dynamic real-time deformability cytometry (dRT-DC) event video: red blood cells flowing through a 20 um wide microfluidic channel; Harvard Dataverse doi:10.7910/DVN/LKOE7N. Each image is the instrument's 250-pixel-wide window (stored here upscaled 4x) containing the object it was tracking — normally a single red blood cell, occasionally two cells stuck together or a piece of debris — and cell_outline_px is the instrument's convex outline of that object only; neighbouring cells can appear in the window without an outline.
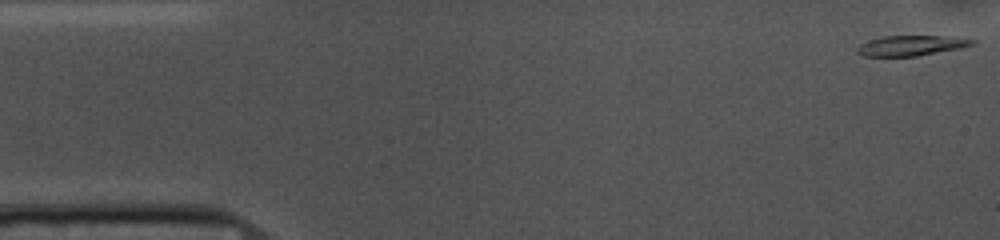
{"species": "common noctule bat (a hibernating species)", "species_latin": "Nyctalus noctula", "temperature_condition": "cold", "stored_images_in_passage": 52, "camera_frame_rate_fps": 3000, "um_per_image_px": 0.085, "animal": {"sex": "female", "body_mass_g": 10.0, "forearm_length_mm": 53.1}, "frame": {"image": 1, "passage_image": 1, "time_ms": 0.0, "image_size_px": [1000, 240], "cell_outline_px": [[976, 44], [960, 48], [916, 56], [864, 56], [856, 52], [856, 48], [860, 44], [884, 36], [948, 36], [976, 40]], "centroid_in_image_um": [77.47, 3.87], "position_along_channel_um": 7.5, "area_um2": 13.41}}
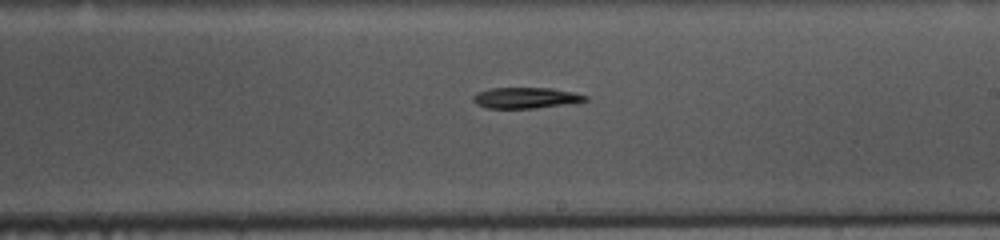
{"frame": {"image": 2, "passage_image": 29, "time_ms": 9.333, "image_size_px": [1000, 240], "cell_outline_px": [[588, 100], [576, 104], [536, 108], [488, 108], [476, 104], [472, 100], [472, 96], [476, 92], [488, 88], [552, 88], [572, 92], [588, 96]], "centroid_in_image_um": [44.72, 8.32], "position_along_channel_um": 244.3, "area_um2": 13.99}}
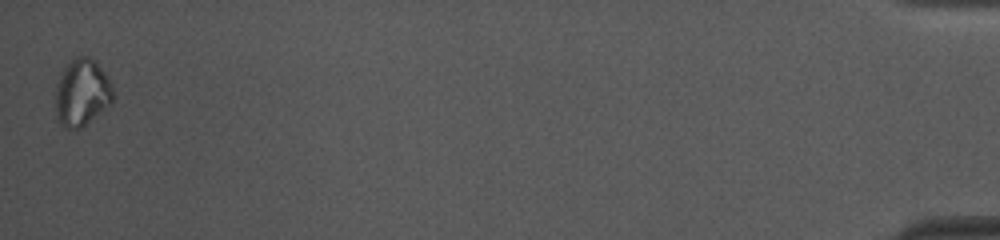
{"frame": {"image": 3, "passage_image": 52, "time_ms": 17.0, "image_size_px": [1000, 240], "cell_outline_px": [[112, 104], [80, 128], [64, 128], [60, 124], [56, 116], [56, 84], [60, 72], [76, 56], [88, 56], [96, 60], [108, 76], [112, 84]], "centroid_in_image_um": [6.97, 7.85], "position_along_channel_um": 428.2, "area_um2": 22.66}, "authors_computed_cell_mechanics": {"area_um2": 14.5078, "velocity_mm_per_s": 3.7133, "shape_relaxation_time_tau1_ms": 6.315, "shape_relaxation_time_tau2_ms": null, "deformation_change_tau1": 0.151, "deformation_change_tau2": null}}